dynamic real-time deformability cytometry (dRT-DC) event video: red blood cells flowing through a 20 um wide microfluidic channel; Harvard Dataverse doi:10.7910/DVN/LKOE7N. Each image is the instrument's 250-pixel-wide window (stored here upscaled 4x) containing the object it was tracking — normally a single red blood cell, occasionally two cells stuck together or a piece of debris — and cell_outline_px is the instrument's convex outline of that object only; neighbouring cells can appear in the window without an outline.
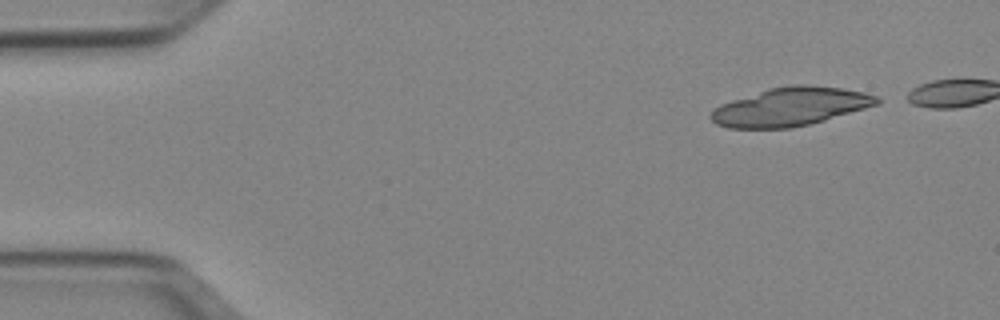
{"species": "Egyptian fruit bat (a non-hibernating species)", "species_latin": "Rousettus aegyptiacus", "temperature_condition": "cold", "stored_images_in_passage": 18, "camera_frame_rate_fps": 3000, "um_per_image_px": 0.085, "animal": {"sex": "female"}, "frame": {"image": 1, "passage_image": 1, "time_ms": 0.0, "image_size_px": [1000, 320], "cell_outline_px": [[880, 104], [824, 120], [792, 128], [728, 128], [716, 124], [708, 116], [720, 104], [768, 88], [788, 84], [804, 84], [844, 88], [864, 92], [880, 96]], "centroid_in_image_um": [67.22, 9.06], "position_along_channel_um": 17.8, "area_um2": 37.34}}